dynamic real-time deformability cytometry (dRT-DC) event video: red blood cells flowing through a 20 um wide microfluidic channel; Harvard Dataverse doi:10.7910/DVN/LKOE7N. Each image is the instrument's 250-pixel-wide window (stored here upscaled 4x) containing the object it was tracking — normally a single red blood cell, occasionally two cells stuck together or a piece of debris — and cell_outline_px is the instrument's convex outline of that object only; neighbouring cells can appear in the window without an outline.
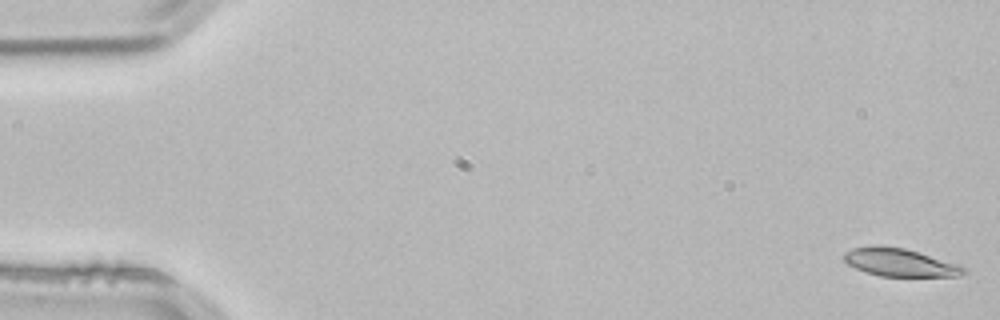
{"species": "common noctule bat (a hibernating species)", "species_latin": "Nyctalus noctula", "temperature_condition": "room temperature", "stored_images_in_passage": 53, "camera_frame_rate_fps": 3000, "um_per_image_px": 0.085, "animal": {"sex": "male", "body_mass_g": 21.5, "forearm_length_mm": 52.0}, "frame": {"image": 1, "passage_image": 1, "time_ms": 0.0, "image_size_px": [1000, 320], "cell_outline_px": [[968, 272], [956, 276], [880, 276], [864, 272], [848, 264], [840, 256], [844, 252], [852, 248], [904, 248], [956, 264], [968, 268]], "centroid_in_image_um": [76.48, 22.35], "position_along_channel_um": 8.5, "area_um2": 18.79}}
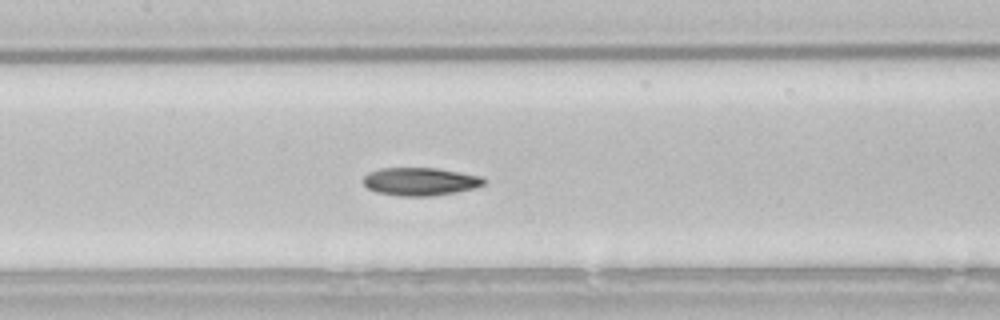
{"frame": {"image": 2, "passage_image": 25, "time_ms": 8.0, "image_size_px": [1000, 320], "cell_outline_px": [[488, 180], [484, 184], [476, 188], [456, 192], [432, 196], [396, 196], [376, 192], [368, 188], [364, 184], [364, 176], [368, 172], [380, 168], [436, 168], [480, 176]], "centroid_in_image_um": [35.72, 15.43], "position_along_channel_um": 171.7, "area_um2": 19.77}}
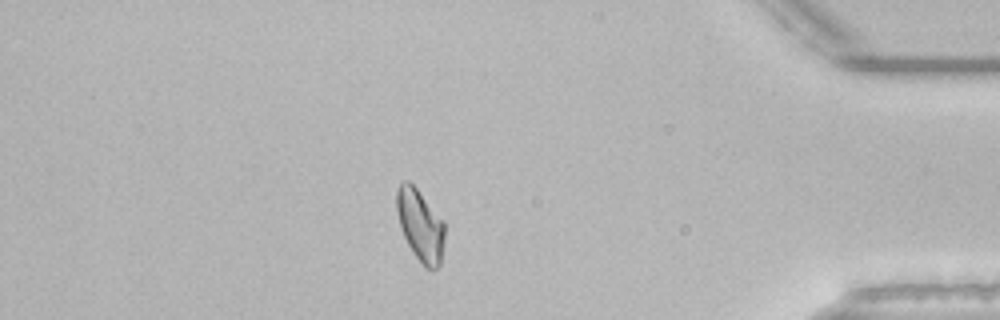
{"frame": {"image": 3, "passage_image": 46, "time_ms": 15.0, "image_size_px": [1000, 320], "cell_outline_px": [[444, 240], [440, 264], [436, 268], [424, 268], [412, 252], [400, 228], [396, 212], [396, 188], [404, 180], [408, 180], [416, 188], [444, 220]], "centroid_in_image_um": [35.7, 19.13], "position_along_channel_um": 399.5, "area_um2": 20.17}, "authors_computed_cell_mechanics": {"area_um2": 19.941, "velocity_mm_per_s": 3.8207, "shape_relaxation_time_tau1_ms": 5.3632, "shape_relaxation_time_tau2_ms": 5.1479, "deformation_change_tau1": 0.1494, "deformation_change_tau2": 0.1035}}